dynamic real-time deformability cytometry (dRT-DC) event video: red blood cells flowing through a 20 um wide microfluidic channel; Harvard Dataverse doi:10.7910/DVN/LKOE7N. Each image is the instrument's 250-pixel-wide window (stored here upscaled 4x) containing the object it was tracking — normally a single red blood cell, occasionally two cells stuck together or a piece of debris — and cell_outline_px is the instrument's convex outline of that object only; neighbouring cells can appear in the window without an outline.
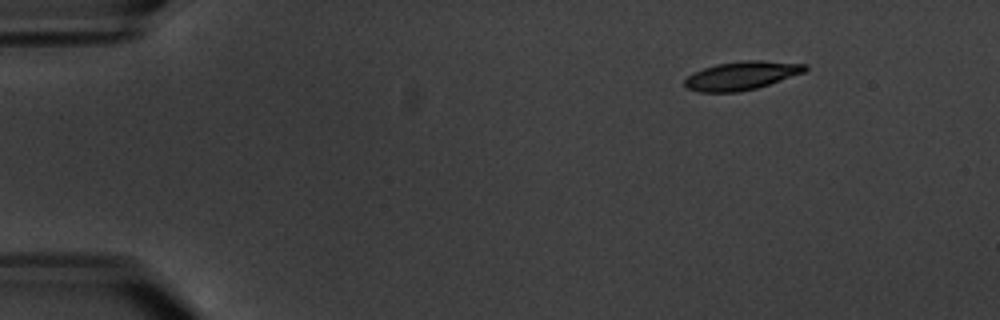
{"species": "common noctule bat (a hibernating species)", "species_latin": "Nyctalus noctula", "temperature_condition": "warm", "stored_images_in_passage": 4, "camera_frame_rate_fps": 3000, "um_per_image_px": 0.085, "animal": {"sex": "male", "body_mass_g": 20.1, "forearm_length_mm": 53.5}, "frame": {"image": 1, "passage_image": 1, "time_ms": 0.0, "image_size_px": [1000, 320], "cell_outline_px": [[808, 68], [804, 72], [756, 88], [736, 92], [700, 92], [688, 88], [684, 84], [684, 80], [688, 76], [704, 68], [716, 64], [744, 60], [764, 60], [808, 64]], "centroid_in_image_um": [63.05, 6.41], "position_along_channel_um": 22.0, "area_um2": 19.77}}
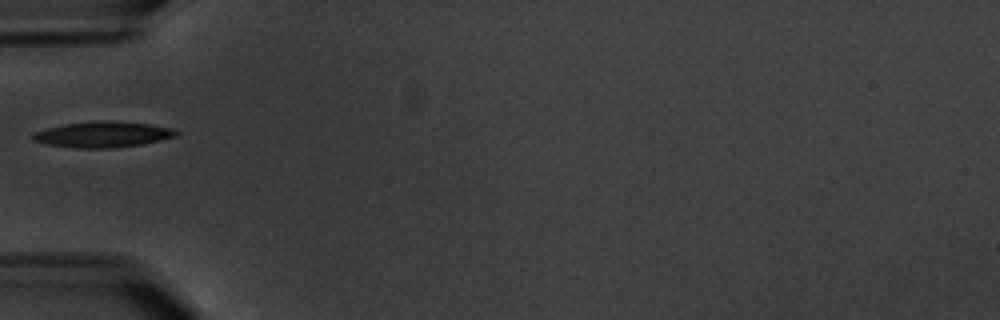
{"frame": {"image": 2, "passage_image": 4, "time_ms": 4.333, "image_size_px": [1000, 320], "cell_outline_px": [[180, 132], [176, 136], [160, 140], [140, 144], [116, 148], [76, 148], [44, 144], [32, 140], [32, 132], [64, 124], [100, 120], [112, 120], [148, 124], [172, 128]], "centroid_in_image_um": [8.71, 11.43], "position_along_channel_um": 76.3, "area_um2": 21.68}}